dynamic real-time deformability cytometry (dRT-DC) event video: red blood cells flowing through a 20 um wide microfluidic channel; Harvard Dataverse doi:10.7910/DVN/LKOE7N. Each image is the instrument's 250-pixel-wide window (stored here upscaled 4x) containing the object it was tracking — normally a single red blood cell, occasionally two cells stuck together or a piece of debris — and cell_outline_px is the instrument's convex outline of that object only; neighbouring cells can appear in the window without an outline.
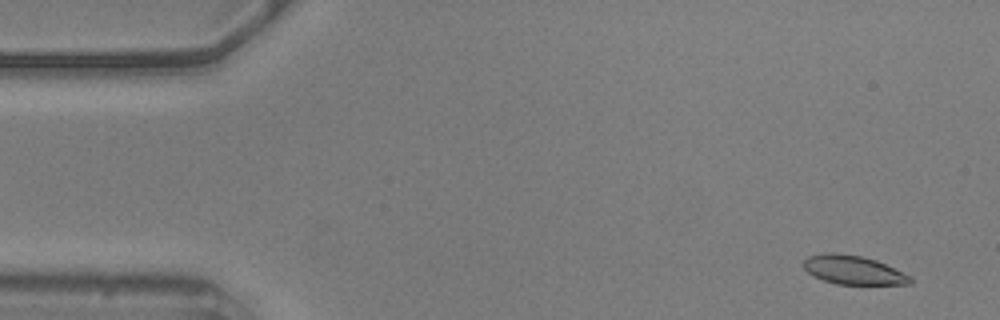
{"species": "common noctule bat (a hibernating species)", "species_latin": "Nyctalus noctula", "temperature_condition": "warm", "stored_images_in_passage": 9, "camera_frame_rate_fps": 3000, "um_per_image_px": 0.085, "animal": {"sex": "male", "body_mass_g": 20.5, "forearm_length_mm": 52.5}, "frame": {"image": 1, "passage_image": 4, "time_ms": 1.0, "image_size_px": [1000, 320], "cell_outline_px": [[912, 284], [836, 284], [824, 280], [808, 272], [804, 268], [804, 260], [808, 256], [824, 252], [836, 252], [860, 256], [876, 260], [912, 276]], "centroid_in_image_um": [72.54, 22.94], "position_along_channel_um": 12.5, "area_um2": 17.86}}